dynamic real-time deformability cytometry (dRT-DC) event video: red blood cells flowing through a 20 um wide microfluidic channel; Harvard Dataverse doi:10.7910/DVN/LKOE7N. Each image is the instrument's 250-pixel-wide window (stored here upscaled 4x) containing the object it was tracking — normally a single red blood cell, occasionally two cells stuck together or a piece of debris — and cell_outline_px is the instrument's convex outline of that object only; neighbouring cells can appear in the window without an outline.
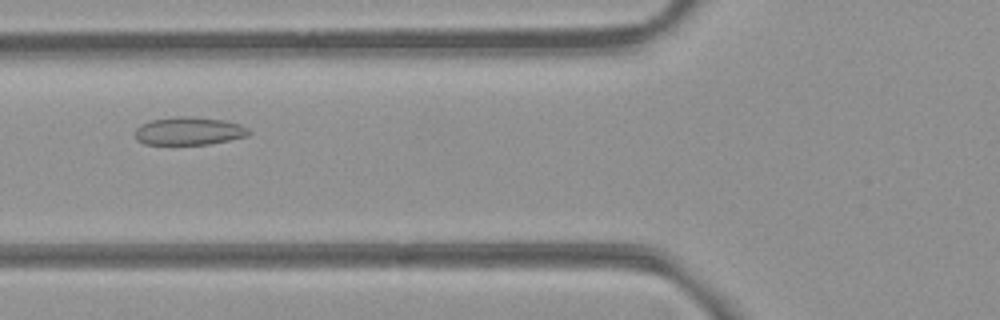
{"species": "common noctule bat (a hibernating species)", "species_latin": "Nyctalus noctula", "temperature_condition": "room temperature", "stored_images_in_passage": 50, "camera_frame_rate_fps": 3000, "um_per_image_px": 0.085, "animal": {"sex": "female", "body_mass_g": 21.9}, "frame": {"image": 1, "passage_image": 17, "time_ms": 5.333, "image_size_px": [1000, 320], "cell_outline_px": [[252, 132], [248, 136], [208, 144], [144, 144], [136, 140], [136, 128], [140, 124], [152, 120], [176, 116], [188, 116], [224, 120], [240, 124], [248, 128]], "centroid_in_image_um": [16.07, 11.13], "position_along_channel_um": 109.7, "area_um2": 18.55}}
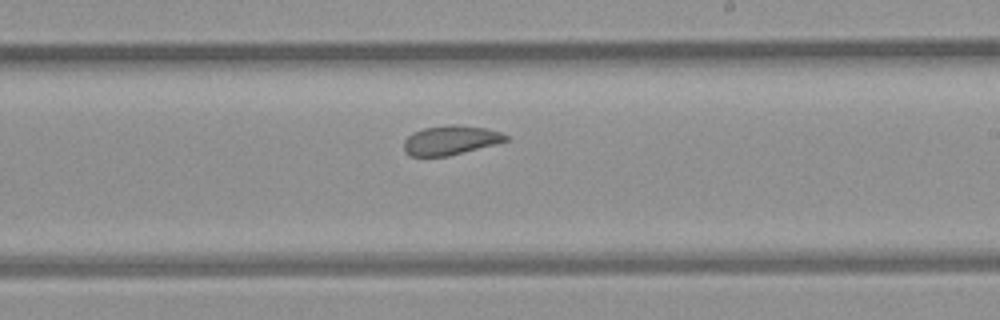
{"frame": {"image": 2, "passage_image": 28, "time_ms": 9.0, "image_size_px": [1000, 320], "cell_outline_px": [[508, 140], [448, 156], [412, 156], [404, 152], [404, 140], [412, 132], [424, 128], [452, 124], [456, 124], [488, 128], [500, 132], [508, 136]], "centroid_in_image_um": [38.27, 11.9], "position_along_channel_um": 250.7, "area_um2": 17.28}}
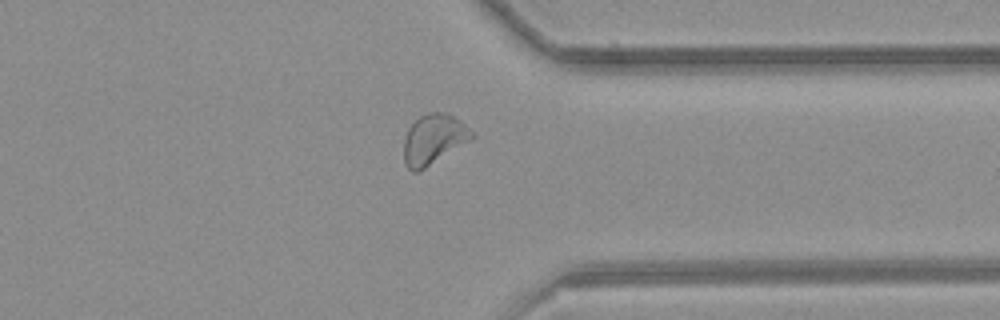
{"frame": {"image": 3, "passage_image": 38, "time_ms": 12.333, "image_size_px": [1000, 320], "cell_outline_px": [[476, 136], [472, 140], [424, 168], [416, 172], [412, 172], [404, 164], [404, 136], [408, 128], [420, 116], [428, 112], [444, 112], [460, 120]], "centroid_in_image_um": [36.85, 11.84], "position_along_channel_um": 374.6, "area_um2": 19.77}, "authors_computed_cell_mechanics": {"area_um2": 19.4786, "velocity_mm_per_s": 3.8397, "shape_relaxation_time_tau1_ms": null, "shape_relaxation_time_tau2_ms": 1.4755, "deformation_change_tau1": null, "deformation_change_tau2": 0.0787}}